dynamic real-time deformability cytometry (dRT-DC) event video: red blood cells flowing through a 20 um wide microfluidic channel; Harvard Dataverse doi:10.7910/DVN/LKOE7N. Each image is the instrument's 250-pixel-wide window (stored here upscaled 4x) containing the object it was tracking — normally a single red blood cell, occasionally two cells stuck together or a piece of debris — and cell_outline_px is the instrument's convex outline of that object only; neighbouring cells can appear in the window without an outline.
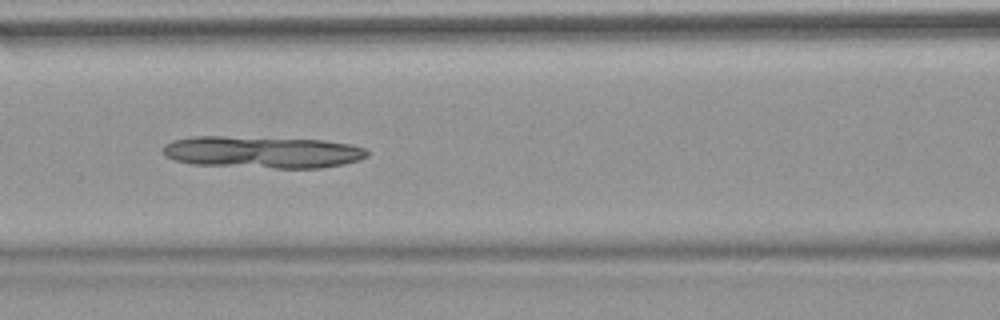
{"species": "common noctule bat (a hibernating species)", "species_latin": "Nyctalus noctula", "temperature_condition": "warm", "stored_images_in_passage": 52, "camera_frame_rate_fps": 3000, "um_per_image_px": 0.085, "animal": {"sex": "female", "body_mass_g": 18.4}, "frame": {"image": 1, "passage_image": 23, "time_ms": 7.333, "image_size_px": [1000, 320], "cell_outline_px": [[368, 156], [360, 160], [344, 164], [320, 168], [276, 168], [192, 164], [172, 160], [164, 156], [164, 144], [172, 140], [192, 136], [224, 136], [324, 140], [352, 144], [364, 148], [368, 152]], "centroid_in_image_um": [22.3, 12.93], "position_along_channel_um": 144.3, "area_um2": 38.32}}